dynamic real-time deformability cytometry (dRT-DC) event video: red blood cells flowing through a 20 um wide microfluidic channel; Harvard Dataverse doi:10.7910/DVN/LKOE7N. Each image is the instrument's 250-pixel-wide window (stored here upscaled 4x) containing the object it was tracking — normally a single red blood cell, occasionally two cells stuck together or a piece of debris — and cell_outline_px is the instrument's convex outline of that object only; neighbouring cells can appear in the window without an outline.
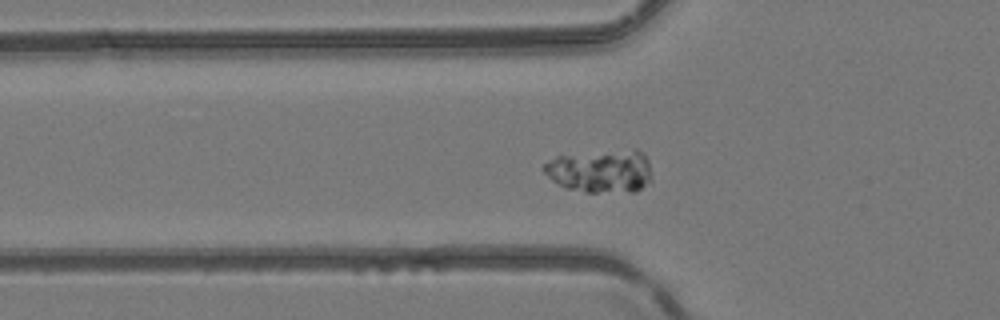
{"species": "common noctule bat (a hibernating species)", "species_latin": "Nyctalus noctula", "temperature_condition": "room temperature", "stored_images_in_passage": 37, "camera_frame_rate_fps": 3000, "um_per_image_px": 0.085, "animal": {"sex": "female", "body_mass_g": 24.6, "forearm_length_mm": 56.2}, "frame": {"image": 1, "passage_image": 4, "time_ms": 1.0, "image_size_px": [1000, 320], "cell_outline_px": [[652, 184], [636, 192], [584, 192], [564, 188], [552, 180], [540, 168], [544, 164], [560, 152], [636, 148], [644, 152], [648, 160], [652, 176]], "centroid_in_image_um": [51.06, 14.49], "position_along_channel_um": 74.7, "area_um2": 28.9}}
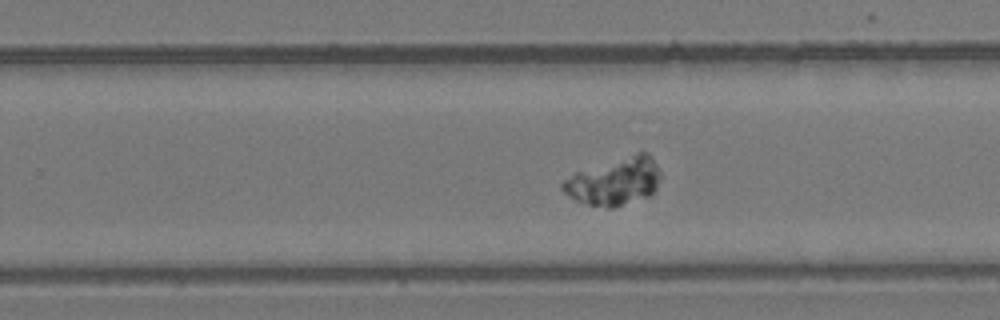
{"frame": {"image": 2, "passage_image": 19, "time_ms": 6.0, "image_size_px": [1000, 320], "cell_outline_px": [[660, 176], [656, 188], [652, 196], [612, 208], [608, 208], [588, 204], [576, 200], [568, 196], [560, 188], [560, 184], [564, 180], [576, 172], [636, 152], [648, 152], [656, 164], [660, 172]], "centroid_in_image_um": [52.25, 15.43], "position_along_channel_um": 277.6, "area_um2": 27.11}}
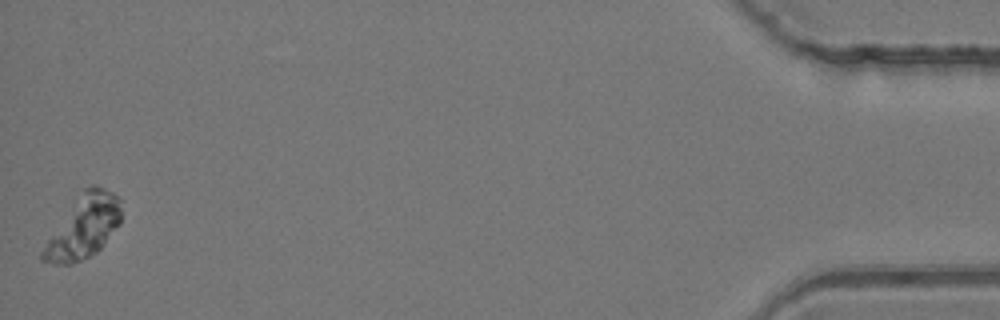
{"frame": {"image": 3, "passage_image": 37, "time_ms": 12.0, "image_size_px": [1000, 320], "cell_outline_px": [[120, 224], [100, 248], [96, 252], [72, 264], [56, 264], [40, 260], [40, 252], [48, 240], [84, 188], [92, 184], [104, 188], [120, 196]], "centroid_in_image_um": [7.13, 19.28], "position_along_channel_um": 428.1, "area_um2": 27.92}}